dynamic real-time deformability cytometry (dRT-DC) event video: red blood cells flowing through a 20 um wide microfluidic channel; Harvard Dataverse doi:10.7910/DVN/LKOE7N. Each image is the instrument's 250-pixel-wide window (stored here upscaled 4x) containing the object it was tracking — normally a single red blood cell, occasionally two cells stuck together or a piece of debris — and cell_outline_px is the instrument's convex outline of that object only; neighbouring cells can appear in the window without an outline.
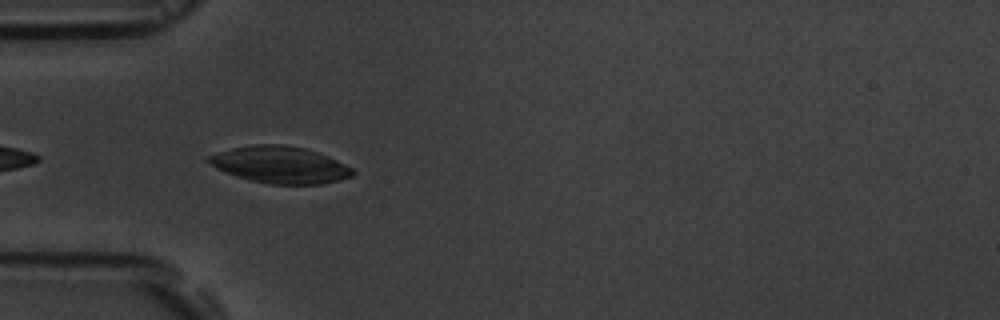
{"species": "common noctule bat (a hibernating species)", "species_latin": "Nyctalus noctula", "temperature_condition": "room temperature", "stored_images_in_passage": 6, "camera_frame_rate_fps": 3000, "um_per_image_px": 0.085, "animal": {"sex": "male", "body_mass_g": 19.5, "forearm_length_mm": 54.6}, "frame": {"image": 1, "passage_image": 5, "time_ms": 4.667, "image_size_px": [1000, 320], "cell_outline_px": [[356, 172], [352, 176], [340, 180], [320, 184], [268, 184], [236, 176], [224, 172], [216, 168], [204, 160], [204, 156], [232, 148], [252, 144], [284, 144], [304, 148], [328, 156], [352, 168]], "centroid_in_image_um": [23.76, 14.0], "position_along_channel_um": 61.2, "area_um2": 31.04}}
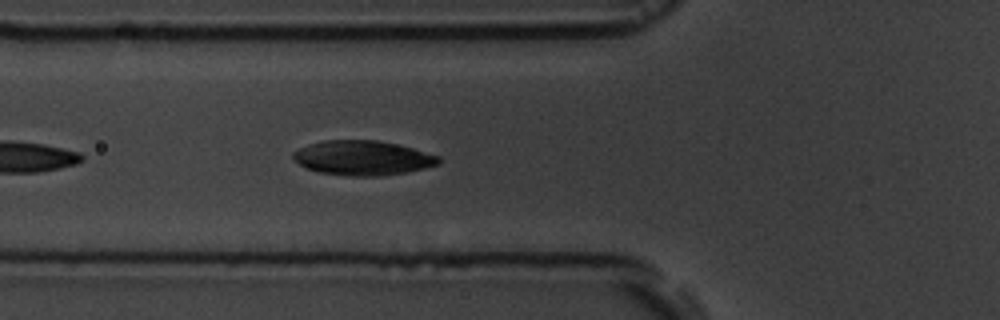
{"frame": {"image": 2, "passage_image": 6, "time_ms": 5.667, "image_size_px": [1000, 320], "cell_outline_px": [[440, 164], [424, 168], [404, 172], [380, 176], [352, 176], [320, 172], [304, 168], [292, 156], [292, 152], [308, 144], [324, 140], [376, 140], [396, 144], [412, 148], [440, 156]], "centroid_in_image_um": [30.82, 13.42], "position_along_channel_um": 95.0, "area_um2": 29.19}}